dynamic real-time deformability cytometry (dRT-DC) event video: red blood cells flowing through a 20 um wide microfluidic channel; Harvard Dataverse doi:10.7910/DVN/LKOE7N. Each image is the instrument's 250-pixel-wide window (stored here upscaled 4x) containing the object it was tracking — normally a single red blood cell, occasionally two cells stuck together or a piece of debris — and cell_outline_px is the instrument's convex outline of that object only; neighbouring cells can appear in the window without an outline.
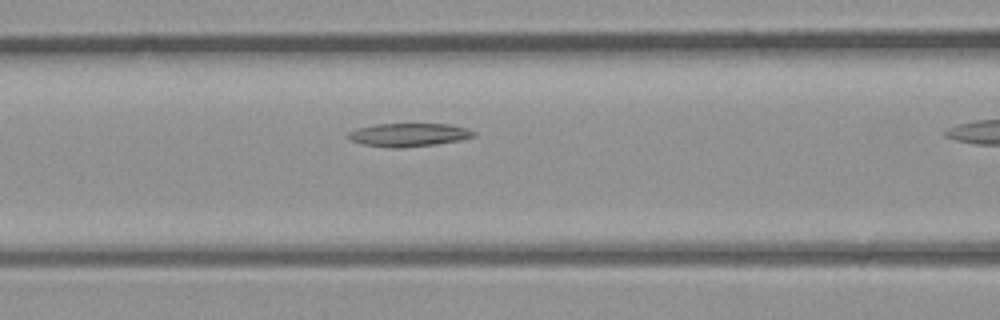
{"species": "common noctule bat (a hibernating species)", "species_latin": "Nyctalus noctula", "temperature_condition": "room temperature", "stored_images_in_passage": 15, "camera_frame_rate_fps": 3000, "um_per_image_px": 0.085, "animal": {"sex": "male", "body_mass_g": 23.1, "forearm_length_mm": 52.7}, "frame": {"image": 1, "passage_image": 7, "time_ms": 2.0, "image_size_px": [1000, 320], "cell_outline_px": [[476, 136], [460, 140], [436, 144], [400, 148], [392, 148], [364, 144], [352, 140], [348, 136], [348, 132], [356, 128], [376, 124], [448, 124], [464, 128], [476, 132]], "centroid_in_image_um": [34.75, 11.46], "position_along_channel_um": 131.9, "area_um2": 16.88}}
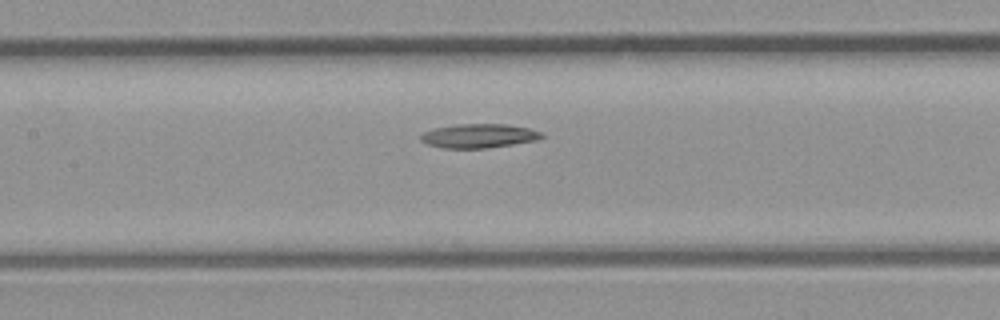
{"frame": {"image": 2, "passage_image": 9, "time_ms": 2.667, "image_size_px": [1000, 320], "cell_outline_px": [[544, 136], [536, 140], [512, 144], [484, 148], [444, 148], [428, 144], [420, 140], [420, 136], [424, 132], [432, 128], [456, 124], [508, 124], [528, 128], [544, 132]], "centroid_in_image_um": [40.7, 11.53], "position_along_channel_um": 166.7, "area_um2": 16.94}}
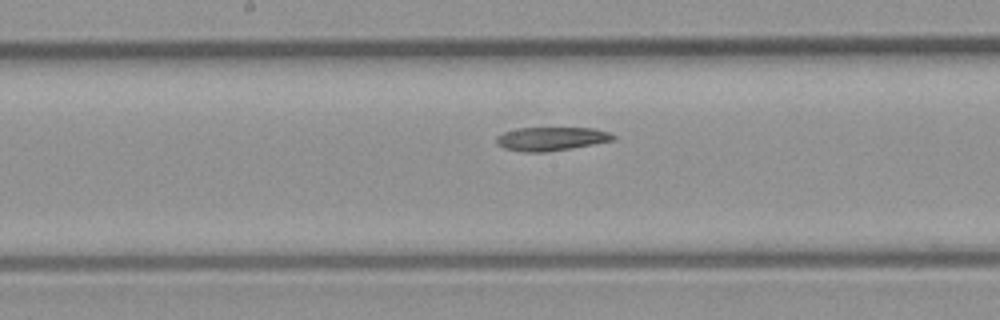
{"frame": {"image": 3, "passage_image": 11, "time_ms": 3.333, "image_size_px": [1000, 320], "cell_outline_px": [[616, 140], [544, 152], [524, 152], [504, 148], [496, 144], [496, 136], [504, 132], [520, 128], [592, 128], [608, 132], [616, 136]], "centroid_in_image_um": [46.83, 11.79], "position_along_channel_um": 201.4, "area_um2": 15.9}}